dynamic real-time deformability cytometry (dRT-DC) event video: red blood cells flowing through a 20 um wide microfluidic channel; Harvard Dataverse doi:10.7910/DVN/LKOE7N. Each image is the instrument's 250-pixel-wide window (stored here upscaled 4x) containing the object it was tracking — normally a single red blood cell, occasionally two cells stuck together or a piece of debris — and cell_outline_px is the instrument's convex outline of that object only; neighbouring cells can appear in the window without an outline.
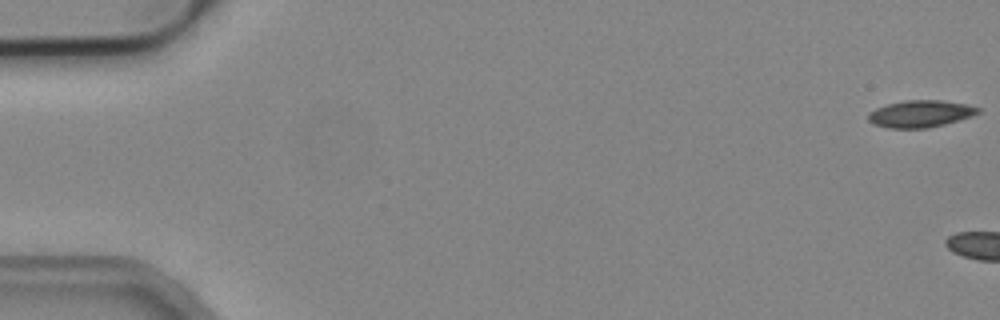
{"species": "common noctule bat (a hibernating species)", "species_latin": "Nyctalus noctula", "temperature_condition": "cold", "stored_images_in_passage": 8, "camera_frame_rate_fps": 3000, "um_per_image_px": 0.085, "animal": {"sex": "male", "body_mass_g": 19.2, "forearm_length_mm": 51.8}, "frame": {"image": 1, "passage_image": 1, "time_ms": 0.0, "image_size_px": [1000, 320], "cell_outline_px": [[980, 112], [972, 116], [960, 120], [928, 128], [888, 128], [872, 124], [868, 120], [868, 112], [876, 108], [888, 104], [904, 100], [940, 100], [964, 104], [980, 108]], "centroid_in_image_um": [78.21, 9.68], "position_along_channel_um": 6.8, "area_um2": 17.28}}